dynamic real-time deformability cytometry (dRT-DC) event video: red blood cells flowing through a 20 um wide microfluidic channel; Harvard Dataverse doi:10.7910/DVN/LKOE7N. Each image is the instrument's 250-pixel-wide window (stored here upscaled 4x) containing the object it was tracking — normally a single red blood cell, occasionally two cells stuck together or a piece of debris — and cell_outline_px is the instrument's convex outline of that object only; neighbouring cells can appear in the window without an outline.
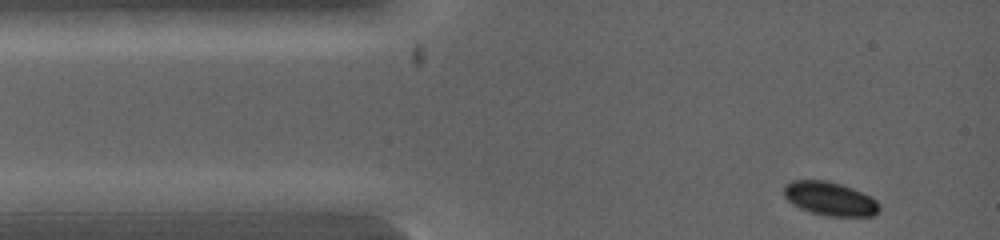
{"species": "common noctule bat (a hibernating species)", "species_latin": "Nyctalus noctula", "temperature_condition": "warm", "stored_images_in_passage": 5, "camera_frame_rate_fps": 5000, "um_per_image_px": 0.085, "animal": {"sex": "female", "body_mass_g": 19.0, "forearm_length_mm": 53.3}, "frame": {"image": 1, "passage_image": 1, "time_ms": 0.0, "image_size_px": [1000, 240], "cell_outline_px": [[880, 208], [872, 216], [828, 216], [812, 212], [800, 208], [792, 204], [784, 196], [784, 184], [792, 180], [828, 180], [852, 188], [876, 200], [880, 204]], "centroid_in_image_um": [70.51, 16.88], "position_along_channel_um": 14.5, "area_um2": 18.61}}
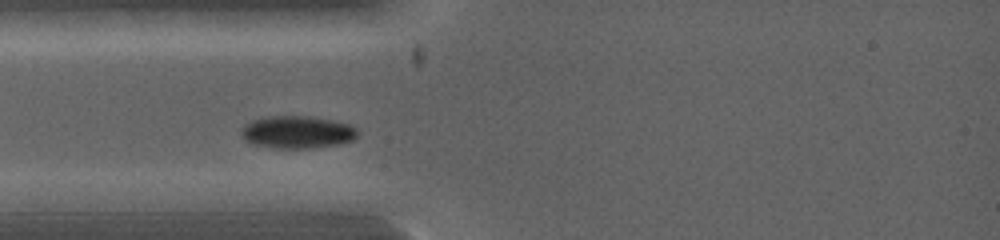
{"frame": {"image": 2, "passage_image": 4, "time_ms": 1.6, "image_size_px": [1000, 240], "cell_outline_px": [[356, 136], [352, 140], [336, 144], [308, 148], [276, 148], [252, 144], [240, 132], [244, 124], [252, 120], [268, 116], [308, 116], [332, 120], [348, 124], [356, 128]], "centroid_in_image_um": [25.23, 11.22], "position_along_channel_um": 59.8, "area_um2": 21.68}}
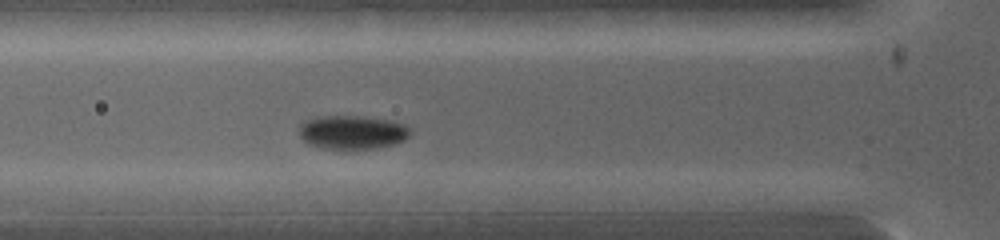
{"frame": {"image": 3, "passage_image": 5, "time_ms": 2.2, "image_size_px": [1000, 240], "cell_outline_px": [[412, 132], [404, 140], [392, 144], [372, 148], [324, 148], [308, 144], [300, 136], [300, 124], [304, 120], [316, 116], [360, 116], [388, 120], [404, 124]], "centroid_in_image_um": [29.91, 11.22], "position_along_channel_um": 95.9, "area_um2": 21.56}}